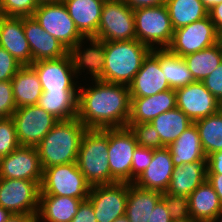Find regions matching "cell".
<instances>
[{"mask_svg": "<svg viewBox=\"0 0 222 222\" xmlns=\"http://www.w3.org/2000/svg\"><path fill=\"white\" fill-rule=\"evenodd\" d=\"M92 82V86L78 87L79 121L86 128L127 127L131 106L129 86L99 79Z\"/></svg>", "mask_w": 222, "mask_h": 222, "instance_id": "cell-1", "label": "cell"}, {"mask_svg": "<svg viewBox=\"0 0 222 222\" xmlns=\"http://www.w3.org/2000/svg\"><path fill=\"white\" fill-rule=\"evenodd\" d=\"M86 130L77 117L59 120L36 146L42 169L77 162Z\"/></svg>", "mask_w": 222, "mask_h": 222, "instance_id": "cell-2", "label": "cell"}, {"mask_svg": "<svg viewBox=\"0 0 222 222\" xmlns=\"http://www.w3.org/2000/svg\"><path fill=\"white\" fill-rule=\"evenodd\" d=\"M151 51L137 39L105 42V65L99 80L129 85Z\"/></svg>", "mask_w": 222, "mask_h": 222, "instance_id": "cell-3", "label": "cell"}, {"mask_svg": "<svg viewBox=\"0 0 222 222\" xmlns=\"http://www.w3.org/2000/svg\"><path fill=\"white\" fill-rule=\"evenodd\" d=\"M108 128H87L77 157L79 170L91 186L111 184Z\"/></svg>", "mask_w": 222, "mask_h": 222, "instance_id": "cell-4", "label": "cell"}, {"mask_svg": "<svg viewBox=\"0 0 222 222\" xmlns=\"http://www.w3.org/2000/svg\"><path fill=\"white\" fill-rule=\"evenodd\" d=\"M134 23L136 39L152 50L170 45L174 29L166 5L135 9Z\"/></svg>", "mask_w": 222, "mask_h": 222, "instance_id": "cell-5", "label": "cell"}, {"mask_svg": "<svg viewBox=\"0 0 222 222\" xmlns=\"http://www.w3.org/2000/svg\"><path fill=\"white\" fill-rule=\"evenodd\" d=\"M91 185L79 170L77 162L43 169L40 196H67L88 199Z\"/></svg>", "mask_w": 222, "mask_h": 222, "instance_id": "cell-6", "label": "cell"}, {"mask_svg": "<svg viewBox=\"0 0 222 222\" xmlns=\"http://www.w3.org/2000/svg\"><path fill=\"white\" fill-rule=\"evenodd\" d=\"M96 38L105 42L136 39L134 10L124 0H105Z\"/></svg>", "mask_w": 222, "mask_h": 222, "instance_id": "cell-7", "label": "cell"}, {"mask_svg": "<svg viewBox=\"0 0 222 222\" xmlns=\"http://www.w3.org/2000/svg\"><path fill=\"white\" fill-rule=\"evenodd\" d=\"M34 19L67 50L84 38L77 30L62 0L39 4L33 14Z\"/></svg>", "mask_w": 222, "mask_h": 222, "instance_id": "cell-8", "label": "cell"}, {"mask_svg": "<svg viewBox=\"0 0 222 222\" xmlns=\"http://www.w3.org/2000/svg\"><path fill=\"white\" fill-rule=\"evenodd\" d=\"M137 146L135 136L128 127L108 128L111 184L132 183V158Z\"/></svg>", "mask_w": 222, "mask_h": 222, "instance_id": "cell-9", "label": "cell"}, {"mask_svg": "<svg viewBox=\"0 0 222 222\" xmlns=\"http://www.w3.org/2000/svg\"><path fill=\"white\" fill-rule=\"evenodd\" d=\"M40 184L26 179L0 178V206L11 214L37 215Z\"/></svg>", "mask_w": 222, "mask_h": 222, "instance_id": "cell-10", "label": "cell"}, {"mask_svg": "<svg viewBox=\"0 0 222 222\" xmlns=\"http://www.w3.org/2000/svg\"><path fill=\"white\" fill-rule=\"evenodd\" d=\"M11 118L20 146L36 147L59 121L38 105L17 108Z\"/></svg>", "mask_w": 222, "mask_h": 222, "instance_id": "cell-11", "label": "cell"}, {"mask_svg": "<svg viewBox=\"0 0 222 222\" xmlns=\"http://www.w3.org/2000/svg\"><path fill=\"white\" fill-rule=\"evenodd\" d=\"M217 28L210 16L189 25L177 28L170 45L166 48L170 53L184 57L216 44Z\"/></svg>", "mask_w": 222, "mask_h": 222, "instance_id": "cell-12", "label": "cell"}, {"mask_svg": "<svg viewBox=\"0 0 222 222\" xmlns=\"http://www.w3.org/2000/svg\"><path fill=\"white\" fill-rule=\"evenodd\" d=\"M129 193V183L116 182L91 186L90 200L98 222H113L125 215Z\"/></svg>", "mask_w": 222, "mask_h": 222, "instance_id": "cell-13", "label": "cell"}, {"mask_svg": "<svg viewBox=\"0 0 222 222\" xmlns=\"http://www.w3.org/2000/svg\"><path fill=\"white\" fill-rule=\"evenodd\" d=\"M42 85L43 91H78L79 81H75L70 55L58 59L40 60L33 62Z\"/></svg>", "mask_w": 222, "mask_h": 222, "instance_id": "cell-14", "label": "cell"}, {"mask_svg": "<svg viewBox=\"0 0 222 222\" xmlns=\"http://www.w3.org/2000/svg\"><path fill=\"white\" fill-rule=\"evenodd\" d=\"M176 107L192 122L219 112V101L200 81L175 89Z\"/></svg>", "mask_w": 222, "mask_h": 222, "instance_id": "cell-15", "label": "cell"}, {"mask_svg": "<svg viewBox=\"0 0 222 222\" xmlns=\"http://www.w3.org/2000/svg\"><path fill=\"white\" fill-rule=\"evenodd\" d=\"M43 169L36 147L19 146L0 158V178L41 182Z\"/></svg>", "mask_w": 222, "mask_h": 222, "instance_id": "cell-16", "label": "cell"}, {"mask_svg": "<svg viewBox=\"0 0 222 222\" xmlns=\"http://www.w3.org/2000/svg\"><path fill=\"white\" fill-rule=\"evenodd\" d=\"M130 98L148 97L170 88L160 66V49H153L128 85Z\"/></svg>", "mask_w": 222, "mask_h": 222, "instance_id": "cell-17", "label": "cell"}, {"mask_svg": "<svg viewBox=\"0 0 222 222\" xmlns=\"http://www.w3.org/2000/svg\"><path fill=\"white\" fill-rule=\"evenodd\" d=\"M88 41L90 44L86 48L85 44ZM68 54L72 61L76 79H79L78 76H80L82 72L84 73L85 70H87L86 74H91V80L99 79L103 75L105 65V41L96 37H84L68 50Z\"/></svg>", "mask_w": 222, "mask_h": 222, "instance_id": "cell-18", "label": "cell"}, {"mask_svg": "<svg viewBox=\"0 0 222 222\" xmlns=\"http://www.w3.org/2000/svg\"><path fill=\"white\" fill-rule=\"evenodd\" d=\"M23 29L31 49L32 63L58 59L68 54V50L47 33L33 16L23 17Z\"/></svg>", "mask_w": 222, "mask_h": 222, "instance_id": "cell-19", "label": "cell"}, {"mask_svg": "<svg viewBox=\"0 0 222 222\" xmlns=\"http://www.w3.org/2000/svg\"><path fill=\"white\" fill-rule=\"evenodd\" d=\"M0 46L22 66L32 64V54L23 29V17L0 15Z\"/></svg>", "mask_w": 222, "mask_h": 222, "instance_id": "cell-20", "label": "cell"}, {"mask_svg": "<svg viewBox=\"0 0 222 222\" xmlns=\"http://www.w3.org/2000/svg\"><path fill=\"white\" fill-rule=\"evenodd\" d=\"M174 164L167 147L153 150V158L146 170L133 182L136 186L166 192L169 187Z\"/></svg>", "mask_w": 222, "mask_h": 222, "instance_id": "cell-21", "label": "cell"}, {"mask_svg": "<svg viewBox=\"0 0 222 222\" xmlns=\"http://www.w3.org/2000/svg\"><path fill=\"white\" fill-rule=\"evenodd\" d=\"M176 107L174 89L153 96L131 98L128 124L150 123L158 115Z\"/></svg>", "mask_w": 222, "mask_h": 222, "instance_id": "cell-22", "label": "cell"}, {"mask_svg": "<svg viewBox=\"0 0 222 222\" xmlns=\"http://www.w3.org/2000/svg\"><path fill=\"white\" fill-rule=\"evenodd\" d=\"M83 37H96L105 0H62Z\"/></svg>", "mask_w": 222, "mask_h": 222, "instance_id": "cell-23", "label": "cell"}, {"mask_svg": "<svg viewBox=\"0 0 222 222\" xmlns=\"http://www.w3.org/2000/svg\"><path fill=\"white\" fill-rule=\"evenodd\" d=\"M207 160H197L174 167L166 193L186 196L207 180Z\"/></svg>", "mask_w": 222, "mask_h": 222, "instance_id": "cell-24", "label": "cell"}, {"mask_svg": "<svg viewBox=\"0 0 222 222\" xmlns=\"http://www.w3.org/2000/svg\"><path fill=\"white\" fill-rule=\"evenodd\" d=\"M11 83L17 108L37 105L43 89L39 77L31 65L21 66Z\"/></svg>", "mask_w": 222, "mask_h": 222, "instance_id": "cell-25", "label": "cell"}, {"mask_svg": "<svg viewBox=\"0 0 222 222\" xmlns=\"http://www.w3.org/2000/svg\"><path fill=\"white\" fill-rule=\"evenodd\" d=\"M221 210L218 194L207 180L189 195L190 216L196 222H212Z\"/></svg>", "mask_w": 222, "mask_h": 222, "instance_id": "cell-26", "label": "cell"}, {"mask_svg": "<svg viewBox=\"0 0 222 222\" xmlns=\"http://www.w3.org/2000/svg\"><path fill=\"white\" fill-rule=\"evenodd\" d=\"M167 149L171 154L174 167L197 160H207L202 149L198 129L194 123L168 145Z\"/></svg>", "mask_w": 222, "mask_h": 222, "instance_id": "cell-27", "label": "cell"}, {"mask_svg": "<svg viewBox=\"0 0 222 222\" xmlns=\"http://www.w3.org/2000/svg\"><path fill=\"white\" fill-rule=\"evenodd\" d=\"M81 201L67 196H40L38 222H70Z\"/></svg>", "mask_w": 222, "mask_h": 222, "instance_id": "cell-28", "label": "cell"}, {"mask_svg": "<svg viewBox=\"0 0 222 222\" xmlns=\"http://www.w3.org/2000/svg\"><path fill=\"white\" fill-rule=\"evenodd\" d=\"M161 198V192L143 189L133 183H129L125 213L129 222H148L152 210Z\"/></svg>", "mask_w": 222, "mask_h": 222, "instance_id": "cell-29", "label": "cell"}, {"mask_svg": "<svg viewBox=\"0 0 222 222\" xmlns=\"http://www.w3.org/2000/svg\"><path fill=\"white\" fill-rule=\"evenodd\" d=\"M37 105L58 120L76 118L78 91H43Z\"/></svg>", "mask_w": 222, "mask_h": 222, "instance_id": "cell-30", "label": "cell"}, {"mask_svg": "<svg viewBox=\"0 0 222 222\" xmlns=\"http://www.w3.org/2000/svg\"><path fill=\"white\" fill-rule=\"evenodd\" d=\"M150 124L159 134L162 144L173 143L193 122L180 109L175 107L155 117Z\"/></svg>", "mask_w": 222, "mask_h": 222, "instance_id": "cell-31", "label": "cell"}, {"mask_svg": "<svg viewBox=\"0 0 222 222\" xmlns=\"http://www.w3.org/2000/svg\"><path fill=\"white\" fill-rule=\"evenodd\" d=\"M166 6L174 30L207 17L209 12L201 0H167Z\"/></svg>", "mask_w": 222, "mask_h": 222, "instance_id": "cell-32", "label": "cell"}, {"mask_svg": "<svg viewBox=\"0 0 222 222\" xmlns=\"http://www.w3.org/2000/svg\"><path fill=\"white\" fill-rule=\"evenodd\" d=\"M195 81H203L222 63V50L217 44L183 57Z\"/></svg>", "mask_w": 222, "mask_h": 222, "instance_id": "cell-33", "label": "cell"}, {"mask_svg": "<svg viewBox=\"0 0 222 222\" xmlns=\"http://www.w3.org/2000/svg\"><path fill=\"white\" fill-rule=\"evenodd\" d=\"M160 66L171 89H178L195 82L183 57L160 49Z\"/></svg>", "mask_w": 222, "mask_h": 222, "instance_id": "cell-34", "label": "cell"}, {"mask_svg": "<svg viewBox=\"0 0 222 222\" xmlns=\"http://www.w3.org/2000/svg\"><path fill=\"white\" fill-rule=\"evenodd\" d=\"M198 129L202 149L208 157L222 150V113L210 115L193 122Z\"/></svg>", "mask_w": 222, "mask_h": 222, "instance_id": "cell-35", "label": "cell"}, {"mask_svg": "<svg viewBox=\"0 0 222 222\" xmlns=\"http://www.w3.org/2000/svg\"><path fill=\"white\" fill-rule=\"evenodd\" d=\"M127 127L134 134L138 146L153 150L165 148L158 132L150 123L127 124Z\"/></svg>", "mask_w": 222, "mask_h": 222, "instance_id": "cell-36", "label": "cell"}, {"mask_svg": "<svg viewBox=\"0 0 222 222\" xmlns=\"http://www.w3.org/2000/svg\"><path fill=\"white\" fill-rule=\"evenodd\" d=\"M20 146L15 124L11 117L0 119V158L7 156Z\"/></svg>", "mask_w": 222, "mask_h": 222, "instance_id": "cell-37", "label": "cell"}, {"mask_svg": "<svg viewBox=\"0 0 222 222\" xmlns=\"http://www.w3.org/2000/svg\"><path fill=\"white\" fill-rule=\"evenodd\" d=\"M39 4L36 0H0V15L14 17L33 16Z\"/></svg>", "mask_w": 222, "mask_h": 222, "instance_id": "cell-38", "label": "cell"}, {"mask_svg": "<svg viewBox=\"0 0 222 222\" xmlns=\"http://www.w3.org/2000/svg\"><path fill=\"white\" fill-rule=\"evenodd\" d=\"M162 199L169 211L171 220H180L189 218V197L174 194L162 193Z\"/></svg>", "mask_w": 222, "mask_h": 222, "instance_id": "cell-39", "label": "cell"}, {"mask_svg": "<svg viewBox=\"0 0 222 222\" xmlns=\"http://www.w3.org/2000/svg\"><path fill=\"white\" fill-rule=\"evenodd\" d=\"M16 109L11 80L0 81V118L11 117Z\"/></svg>", "mask_w": 222, "mask_h": 222, "instance_id": "cell-40", "label": "cell"}, {"mask_svg": "<svg viewBox=\"0 0 222 222\" xmlns=\"http://www.w3.org/2000/svg\"><path fill=\"white\" fill-rule=\"evenodd\" d=\"M153 158V149L137 146L132 158V183L147 169Z\"/></svg>", "mask_w": 222, "mask_h": 222, "instance_id": "cell-41", "label": "cell"}, {"mask_svg": "<svg viewBox=\"0 0 222 222\" xmlns=\"http://www.w3.org/2000/svg\"><path fill=\"white\" fill-rule=\"evenodd\" d=\"M22 65L0 46V81L12 80Z\"/></svg>", "mask_w": 222, "mask_h": 222, "instance_id": "cell-42", "label": "cell"}, {"mask_svg": "<svg viewBox=\"0 0 222 222\" xmlns=\"http://www.w3.org/2000/svg\"><path fill=\"white\" fill-rule=\"evenodd\" d=\"M201 82L220 101L222 99V63Z\"/></svg>", "mask_w": 222, "mask_h": 222, "instance_id": "cell-43", "label": "cell"}, {"mask_svg": "<svg viewBox=\"0 0 222 222\" xmlns=\"http://www.w3.org/2000/svg\"><path fill=\"white\" fill-rule=\"evenodd\" d=\"M70 222H98L89 199L81 201L77 213Z\"/></svg>", "mask_w": 222, "mask_h": 222, "instance_id": "cell-44", "label": "cell"}, {"mask_svg": "<svg viewBox=\"0 0 222 222\" xmlns=\"http://www.w3.org/2000/svg\"><path fill=\"white\" fill-rule=\"evenodd\" d=\"M169 211L166 208L164 200L161 198L155 208L152 210V214L148 219V222H171Z\"/></svg>", "mask_w": 222, "mask_h": 222, "instance_id": "cell-45", "label": "cell"}, {"mask_svg": "<svg viewBox=\"0 0 222 222\" xmlns=\"http://www.w3.org/2000/svg\"><path fill=\"white\" fill-rule=\"evenodd\" d=\"M207 174H222V150L207 157Z\"/></svg>", "mask_w": 222, "mask_h": 222, "instance_id": "cell-46", "label": "cell"}, {"mask_svg": "<svg viewBox=\"0 0 222 222\" xmlns=\"http://www.w3.org/2000/svg\"><path fill=\"white\" fill-rule=\"evenodd\" d=\"M124 1L132 10H135L143 7L166 5L167 0H124Z\"/></svg>", "mask_w": 222, "mask_h": 222, "instance_id": "cell-47", "label": "cell"}, {"mask_svg": "<svg viewBox=\"0 0 222 222\" xmlns=\"http://www.w3.org/2000/svg\"><path fill=\"white\" fill-rule=\"evenodd\" d=\"M208 15L211 18V21L214 23L216 28H221L222 27V2L219 4H216L214 7H212Z\"/></svg>", "mask_w": 222, "mask_h": 222, "instance_id": "cell-48", "label": "cell"}, {"mask_svg": "<svg viewBox=\"0 0 222 222\" xmlns=\"http://www.w3.org/2000/svg\"><path fill=\"white\" fill-rule=\"evenodd\" d=\"M207 181L212 185L222 203V174H207Z\"/></svg>", "mask_w": 222, "mask_h": 222, "instance_id": "cell-49", "label": "cell"}, {"mask_svg": "<svg viewBox=\"0 0 222 222\" xmlns=\"http://www.w3.org/2000/svg\"><path fill=\"white\" fill-rule=\"evenodd\" d=\"M6 222H38L37 215L12 214Z\"/></svg>", "mask_w": 222, "mask_h": 222, "instance_id": "cell-50", "label": "cell"}, {"mask_svg": "<svg viewBox=\"0 0 222 222\" xmlns=\"http://www.w3.org/2000/svg\"><path fill=\"white\" fill-rule=\"evenodd\" d=\"M204 7L209 11L212 7H214L216 4H219L222 2V0H201Z\"/></svg>", "mask_w": 222, "mask_h": 222, "instance_id": "cell-51", "label": "cell"}, {"mask_svg": "<svg viewBox=\"0 0 222 222\" xmlns=\"http://www.w3.org/2000/svg\"><path fill=\"white\" fill-rule=\"evenodd\" d=\"M11 215L12 214L7 209L0 206V222H6Z\"/></svg>", "mask_w": 222, "mask_h": 222, "instance_id": "cell-52", "label": "cell"}, {"mask_svg": "<svg viewBox=\"0 0 222 222\" xmlns=\"http://www.w3.org/2000/svg\"><path fill=\"white\" fill-rule=\"evenodd\" d=\"M216 44L222 50V27L217 29V42Z\"/></svg>", "mask_w": 222, "mask_h": 222, "instance_id": "cell-53", "label": "cell"}, {"mask_svg": "<svg viewBox=\"0 0 222 222\" xmlns=\"http://www.w3.org/2000/svg\"><path fill=\"white\" fill-rule=\"evenodd\" d=\"M113 222H129V220H128L126 215H123V216L118 217L117 219H115Z\"/></svg>", "mask_w": 222, "mask_h": 222, "instance_id": "cell-54", "label": "cell"}, {"mask_svg": "<svg viewBox=\"0 0 222 222\" xmlns=\"http://www.w3.org/2000/svg\"><path fill=\"white\" fill-rule=\"evenodd\" d=\"M171 222H196L194 219L191 217L185 218V219H180V220H172Z\"/></svg>", "mask_w": 222, "mask_h": 222, "instance_id": "cell-55", "label": "cell"}, {"mask_svg": "<svg viewBox=\"0 0 222 222\" xmlns=\"http://www.w3.org/2000/svg\"><path fill=\"white\" fill-rule=\"evenodd\" d=\"M212 222H222V210L215 216Z\"/></svg>", "mask_w": 222, "mask_h": 222, "instance_id": "cell-56", "label": "cell"}, {"mask_svg": "<svg viewBox=\"0 0 222 222\" xmlns=\"http://www.w3.org/2000/svg\"><path fill=\"white\" fill-rule=\"evenodd\" d=\"M59 0H36L38 4L42 3H53V2H58Z\"/></svg>", "mask_w": 222, "mask_h": 222, "instance_id": "cell-57", "label": "cell"}, {"mask_svg": "<svg viewBox=\"0 0 222 222\" xmlns=\"http://www.w3.org/2000/svg\"><path fill=\"white\" fill-rule=\"evenodd\" d=\"M219 112L222 113V99L219 101Z\"/></svg>", "mask_w": 222, "mask_h": 222, "instance_id": "cell-58", "label": "cell"}]
</instances>
